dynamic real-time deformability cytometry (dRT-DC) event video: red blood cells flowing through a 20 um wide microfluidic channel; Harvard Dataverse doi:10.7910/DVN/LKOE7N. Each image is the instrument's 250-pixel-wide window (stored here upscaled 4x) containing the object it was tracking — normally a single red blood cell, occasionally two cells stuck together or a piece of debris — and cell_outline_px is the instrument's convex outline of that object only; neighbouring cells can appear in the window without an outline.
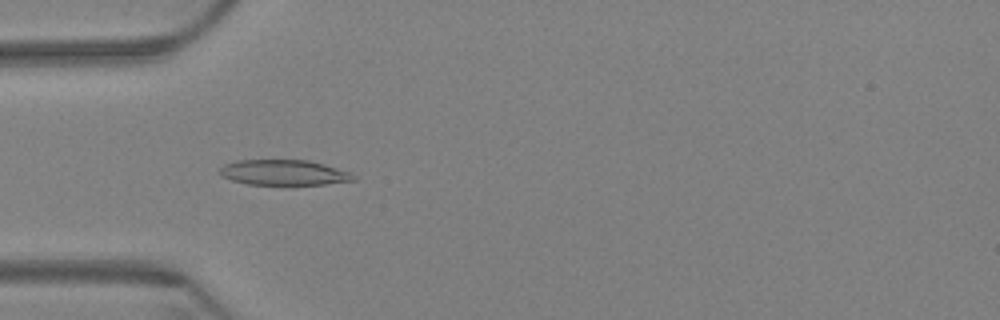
{"species": "Egyptian fruit bat (a non-hibernating species)", "species_latin": "Rousettus aegyptiacus", "temperature_condition": "warm", "stored_images_in_passage": 62, "camera_frame_rate_fps": 3000, "um_per_image_px": 0.085, "animal": {"sex": "female"}, "frame": {"image": 1, "passage_image": 20, "time_ms": 6.333, "image_size_px": [1000, 320], "cell_outline_px": [[356, 180], [324, 184], [248, 184], [232, 180], [220, 176], [216, 172], [224, 164], [236, 160], [308, 160], [324, 164], [348, 172], [356, 176]], "centroid_in_image_um": [24.06, 14.66], "position_along_channel_um": 60.9, "area_um2": 19.71}}
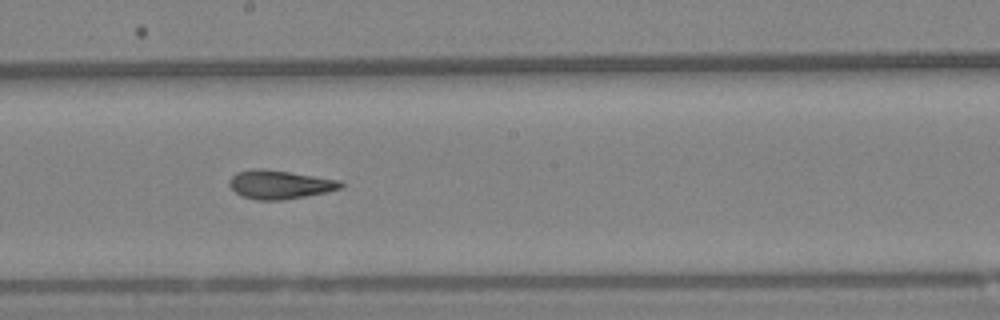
{"frame": {"image": 2, "passage_image": 35, "time_ms": 11.333, "image_size_px": [1000, 320], "cell_outline_px": [[344, 188], [304, 196], [280, 200], [256, 200], [244, 196], [236, 192], [228, 184], [228, 180], [236, 172], [256, 168], [260, 168], [288, 172], [340, 180], [344, 184]], "centroid_in_image_um": [23.77, 15.68], "position_along_channel_um": 224.4, "area_um2": 18.38}}
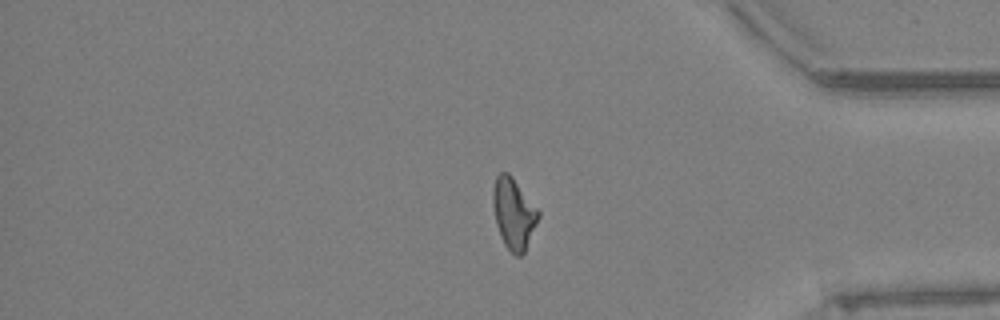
{"frame": {"image": 3, "passage_image": 52, "time_ms": 17.0, "image_size_px": [1000, 320], "cell_outline_px": [[540, 216], [524, 252], [520, 256], [516, 256], [504, 244], [500, 236], [496, 224], [492, 204], [492, 188], [496, 176], [500, 172], [508, 172], [512, 176], [540, 212]], "centroid_in_image_um": [43.64, 18.12], "position_along_channel_um": 391.6, "area_um2": 18.73}, "authors_computed_cell_mechanics": {"area_um2": 18.8428, "velocity_mm_per_s": 3.3264, "shape_relaxation_time_tau1_ms": null, "shape_relaxation_time_tau2_ms": 2.9058, "deformation_change_tau1": null, "deformation_change_tau2": 0.1005}}